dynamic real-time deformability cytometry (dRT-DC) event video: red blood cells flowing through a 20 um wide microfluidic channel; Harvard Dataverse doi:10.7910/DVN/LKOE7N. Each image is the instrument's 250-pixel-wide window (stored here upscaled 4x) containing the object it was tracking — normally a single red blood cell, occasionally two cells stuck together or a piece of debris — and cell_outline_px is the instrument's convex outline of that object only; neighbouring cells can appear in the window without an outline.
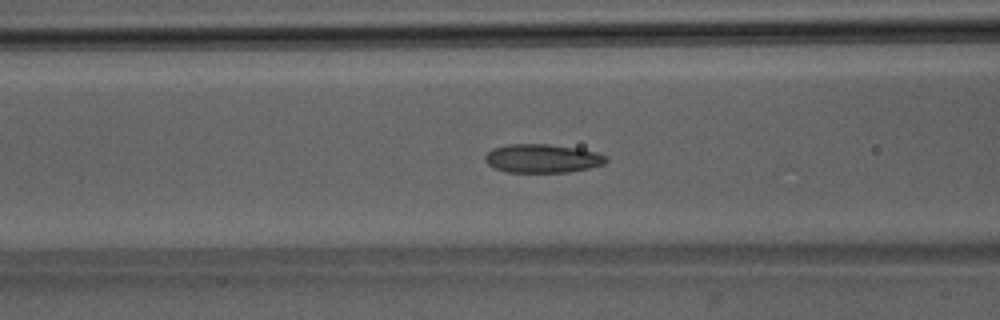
{"species": "Egyptian fruit bat (a non-hibernating species)", "species_latin": "Rousettus aegyptiacus", "temperature_condition": "room temperature", "stored_images_in_passage": 47, "camera_frame_rate_fps": 3000, "um_per_image_px": 0.085, "animal": {"sex": "male"}, "frame": {"image": 1, "passage_image": 17, "time_ms": 5.333, "image_size_px": [1000, 320], "cell_outline_px": [[608, 160], [604, 164], [588, 168], [568, 172], [508, 172], [496, 168], [488, 164], [484, 160], [484, 156], [492, 148], [508, 144], [548, 144], [580, 148], [596, 152], [608, 156]], "centroid_in_image_um": [46.12, 13.46], "position_along_channel_um": 120.5, "area_um2": 20.29}}
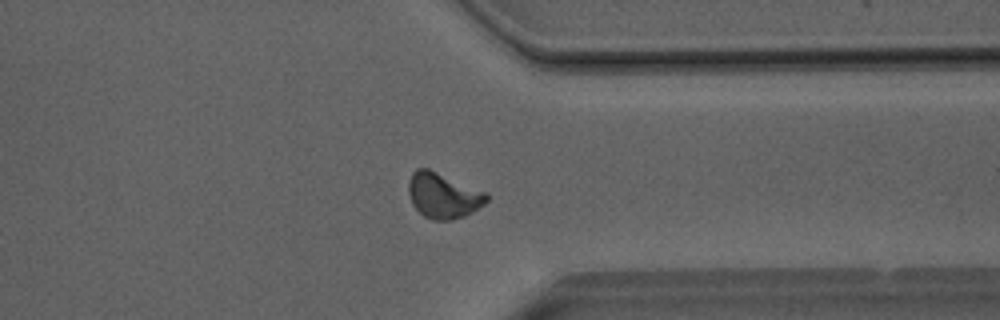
{"frame": {"image": 2, "passage_image": 36, "time_ms": 11.667, "image_size_px": [1000, 320], "cell_outline_px": [[488, 200], [484, 204], [472, 212], [464, 216], [452, 220], [432, 220], [424, 216], [412, 204], [408, 192], [408, 180], [412, 172], [416, 168], [428, 168], [488, 192]], "centroid_in_image_um": [37.67, 16.61], "position_along_channel_um": 373.7, "area_um2": 20.87}}
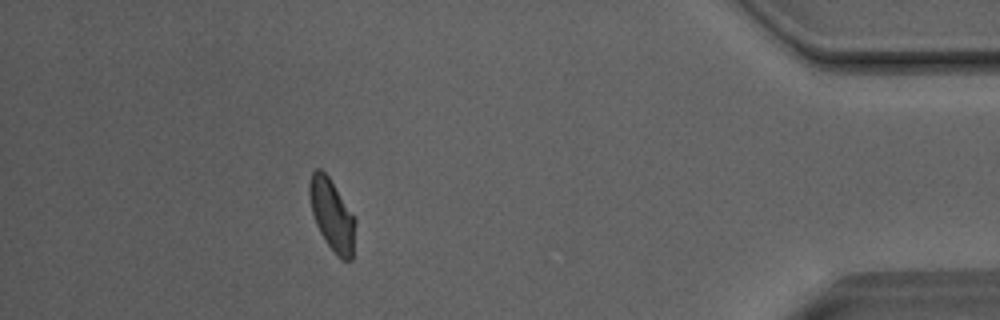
{"frame": {"image": 3, "passage_image": 42, "time_ms": 13.667, "image_size_px": [1000, 320], "cell_outline_px": [[356, 220], [352, 260], [340, 260], [324, 240], [316, 224], [312, 212], [308, 196], [308, 184], [312, 172], [316, 168], [320, 168], [328, 176]], "centroid_in_image_um": [28.2, 18.29], "position_along_channel_um": 407.0, "area_um2": 19.07}, "authors_computed_cell_mechanics": {"area_um2": 19.941, "velocity_mm_per_s": 4.038, "shape_relaxation_time_tau1_ms": 8.4885, "shape_relaxation_time_tau2_ms": 2.0581, "deformation_change_tau1": 0.1671, "deformation_change_tau2": 0.0793}}